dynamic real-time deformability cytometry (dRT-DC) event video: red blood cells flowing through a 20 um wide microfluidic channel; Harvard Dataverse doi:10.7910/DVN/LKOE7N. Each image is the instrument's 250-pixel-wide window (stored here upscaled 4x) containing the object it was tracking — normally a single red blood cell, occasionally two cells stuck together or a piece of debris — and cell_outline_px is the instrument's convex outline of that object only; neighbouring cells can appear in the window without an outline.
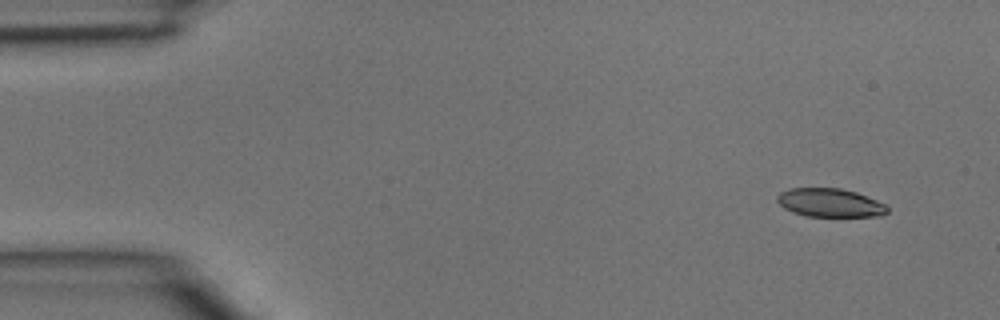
{"species": "common noctule bat (a hibernating species)", "species_latin": "Nyctalus noctula", "temperature_condition": "room temperature", "stored_images_in_passage": 5, "camera_frame_rate_fps": 3000, "um_per_image_px": 0.085, "animal": {"sex": "male", "body_mass_g": 15.6}, "frame": {"image": 1, "passage_image": 2, "time_ms": 0.333, "image_size_px": [1000, 320], "cell_outline_px": [[888, 212], [880, 216], [804, 216], [792, 212], [784, 208], [776, 200], [776, 196], [780, 192], [788, 188], [840, 188], [856, 192], [876, 200], [884, 204], [888, 208]], "centroid_in_image_um": [70.51, 17.23], "position_along_channel_um": 14.5, "area_um2": 18.32}}
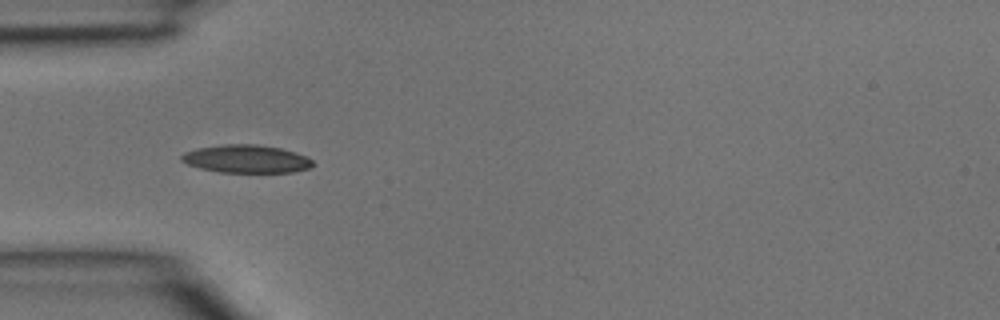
{"frame": {"image": 2, "passage_image": 4, "time_ms": 1.0, "image_size_px": [1000, 320], "cell_outline_px": [[312, 164], [308, 168], [292, 172], [220, 172], [200, 168], [188, 164], [180, 160], [180, 156], [184, 152], [196, 148], [224, 144], [256, 144], [280, 148], [296, 152], [312, 160]], "centroid_in_image_um": [20.89, 13.5], "position_along_channel_um": 64.1, "area_um2": 21.27}}